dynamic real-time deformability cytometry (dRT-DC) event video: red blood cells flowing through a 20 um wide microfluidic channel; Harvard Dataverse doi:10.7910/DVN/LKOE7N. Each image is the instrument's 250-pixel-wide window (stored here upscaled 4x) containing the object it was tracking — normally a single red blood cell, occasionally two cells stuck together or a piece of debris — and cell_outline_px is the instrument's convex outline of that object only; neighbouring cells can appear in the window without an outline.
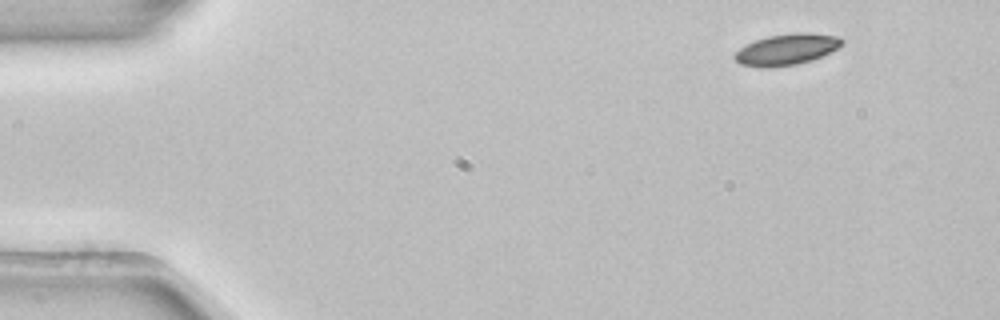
{"species": "common noctule bat (a hibernating species)", "species_latin": "Nyctalus noctula", "temperature_condition": "room temperature", "stored_images_in_passage": 4, "camera_frame_rate_fps": 3000, "um_per_image_px": 0.085, "animal": {"sex": "female", "body_mass_g": 22.7, "forearm_length_mm": 54.2}, "frame": {"image": 1, "passage_image": 1, "time_ms": 0.0, "image_size_px": [1000, 320], "cell_outline_px": [[844, 40], [836, 48], [812, 60], [796, 64], [768, 68], [764, 68], [740, 64], [732, 56], [740, 48], [756, 40], [768, 36], [800, 32], [804, 32], [840, 36]], "centroid_in_image_um": [66.84, 4.2], "position_along_channel_um": 18.2, "area_um2": 19.19}}
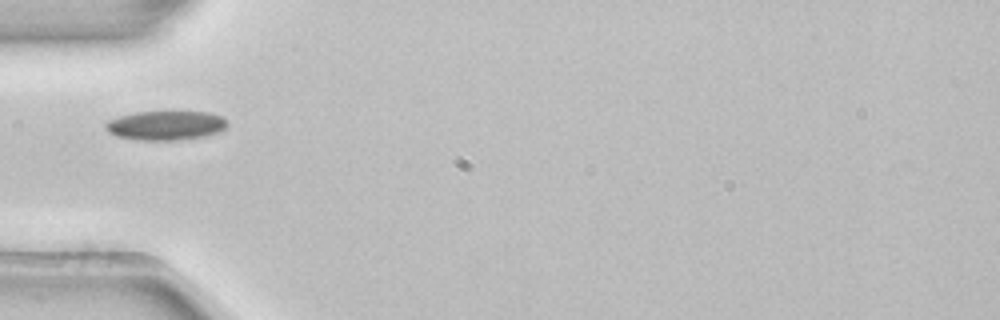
{"frame": {"image": 2, "passage_image": 4, "time_ms": 1.0, "image_size_px": [1000, 320], "cell_outline_px": [[228, 124], [224, 128], [216, 132], [204, 136], [176, 140], [140, 140], [116, 136], [108, 132], [104, 128], [104, 124], [108, 120], [120, 116], [136, 112], [212, 112], [224, 116], [228, 120]], "centroid_in_image_um": [14.09, 10.65], "position_along_channel_um": 70.9, "area_um2": 20.81}}